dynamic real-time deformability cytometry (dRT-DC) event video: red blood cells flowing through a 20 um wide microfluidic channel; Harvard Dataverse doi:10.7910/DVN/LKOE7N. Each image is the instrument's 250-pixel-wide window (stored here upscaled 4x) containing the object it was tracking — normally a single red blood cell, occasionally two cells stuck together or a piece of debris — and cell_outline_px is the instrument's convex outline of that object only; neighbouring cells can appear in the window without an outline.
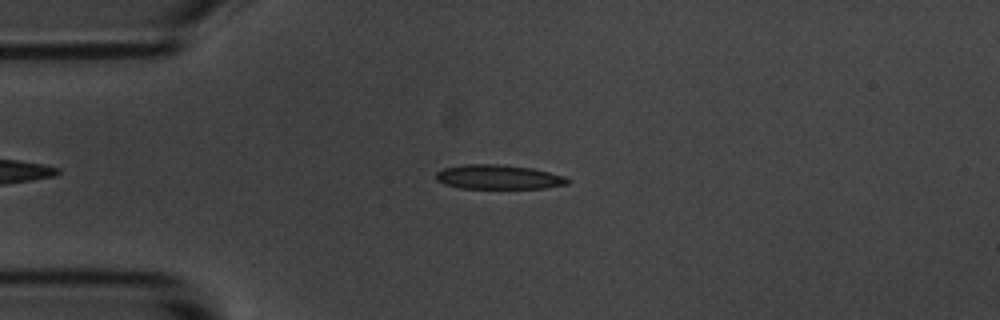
{"species": "common noctule bat (a hibernating species)", "species_latin": "Nyctalus noctula", "temperature_condition": "room temperature", "stored_images_in_passage": 5, "camera_frame_rate_fps": 3000, "um_per_image_px": 0.085, "animal": {"sex": "male", "body_mass_g": 20.1, "forearm_length_mm": 53.5}, "frame": {"image": 1, "passage_image": 3, "time_ms": 2.333, "image_size_px": [1000, 320], "cell_outline_px": [[572, 180], [568, 184], [544, 188], [460, 188], [444, 184], [436, 180], [436, 172], [444, 168], [464, 164], [504, 164], [532, 168], [564, 176]], "centroid_in_image_um": [42.37, 15.04], "position_along_channel_um": 42.6, "area_um2": 18.79}}